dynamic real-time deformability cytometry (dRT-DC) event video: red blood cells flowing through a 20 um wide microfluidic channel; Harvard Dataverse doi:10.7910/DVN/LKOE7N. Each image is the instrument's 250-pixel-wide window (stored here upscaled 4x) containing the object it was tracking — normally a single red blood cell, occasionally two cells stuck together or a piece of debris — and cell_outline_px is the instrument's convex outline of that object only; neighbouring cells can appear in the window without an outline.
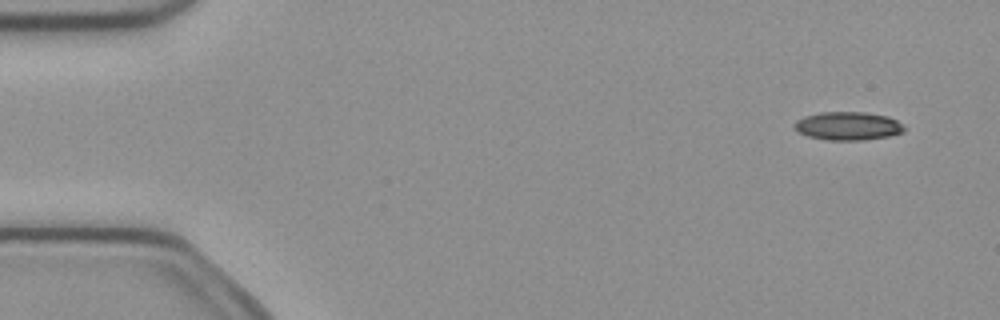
{"species": "common noctule bat (a hibernating species)", "species_latin": "Nyctalus noctula", "temperature_condition": "cold", "stored_images_in_passage": 5, "camera_frame_rate_fps": 3000, "um_per_image_px": 0.085, "animal": {"sex": "female", "body_mass_g": 21.9}, "frame": {"image": 1, "passage_image": 2, "time_ms": 0.333, "image_size_px": [1000, 320], "cell_outline_px": [[904, 132], [888, 136], [864, 140], [824, 140], [808, 136], [792, 128], [792, 124], [796, 120], [804, 116], [820, 112], [864, 112], [888, 116], [896, 120], [904, 128]], "centroid_in_image_um": [72.02, 10.71], "position_along_channel_um": 13.0, "area_um2": 18.21}}